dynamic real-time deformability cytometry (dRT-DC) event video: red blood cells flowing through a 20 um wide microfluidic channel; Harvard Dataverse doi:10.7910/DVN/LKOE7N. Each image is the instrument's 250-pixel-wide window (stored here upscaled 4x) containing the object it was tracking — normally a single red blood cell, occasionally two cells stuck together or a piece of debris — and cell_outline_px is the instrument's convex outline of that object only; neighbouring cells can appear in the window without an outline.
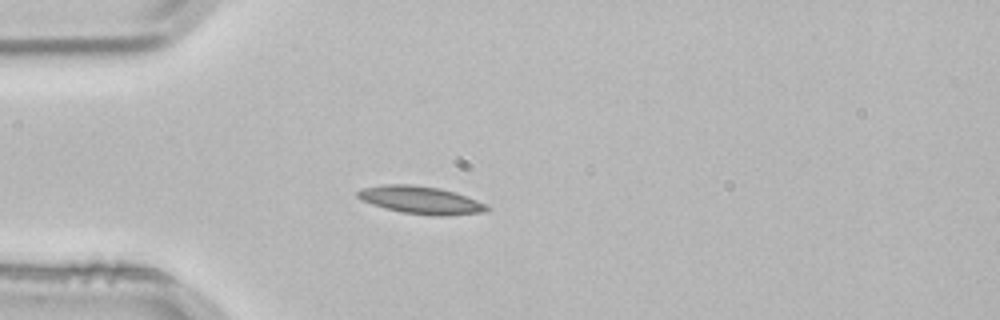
{"species": "common noctule bat (a hibernating species)", "species_latin": "Nyctalus noctula", "temperature_condition": "room temperature", "stored_images_in_passage": 2, "camera_frame_rate_fps": 3000, "um_per_image_px": 0.085, "animal": {"sex": "male", "body_mass_g": 21.5, "forearm_length_mm": 52.0}, "frame": {"image": 1, "passage_image": 2, "time_ms": 0.333, "image_size_px": [1000, 320], "cell_outline_px": [[492, 208], [488, 212], [448, 216], [432, 216], [400, 212], [384, 208], [372, 204], [356, 196], [356, 192], [360, 188], [384, 184], [412, 184], [440, 188], [488, 204]], "centroid_in_image_um": [35.79, 17.02], "position_along_channel_um": 49.2, "area_um2": 21.1}}